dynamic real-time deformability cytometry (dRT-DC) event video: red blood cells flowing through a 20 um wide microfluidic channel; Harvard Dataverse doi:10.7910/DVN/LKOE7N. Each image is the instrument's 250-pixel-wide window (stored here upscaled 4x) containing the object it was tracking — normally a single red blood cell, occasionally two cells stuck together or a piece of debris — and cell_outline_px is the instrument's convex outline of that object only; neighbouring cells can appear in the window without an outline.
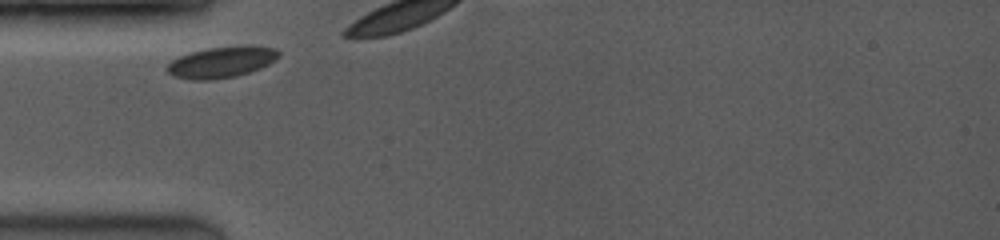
{"species": "common noctule bat (a hibernating species)", "species_latin": "Nyctalus noctula", "temperature_condition": "room temperature", "stored_images_in_passage": 6, "camera_frame_rate_fps": 3500, "um_per_image_px": 0.085, "animal": {"sex": "female", "body_mass_g": 19.0, "forearm_length_mm": 53.3}, "frame": {"image": 1, "passage_image": 1, "time_ms": 0.0, "image_size_px": [1000, 240], "cell_outline_px": [[280, 56], [276, 60], [260, 68], [236, 76], [212, 80], [192, 80], [176, 76], [168, 72], [164, 68], [172, 60], [180, 56], [192, 52], [208, 48], [248, 44], [252, 44], [276, 48], [280, 52]], "centroid_in_image_um": [18.88, 5.26], "position_along_channel_um": 66.1, "area_um2": 20.46}}